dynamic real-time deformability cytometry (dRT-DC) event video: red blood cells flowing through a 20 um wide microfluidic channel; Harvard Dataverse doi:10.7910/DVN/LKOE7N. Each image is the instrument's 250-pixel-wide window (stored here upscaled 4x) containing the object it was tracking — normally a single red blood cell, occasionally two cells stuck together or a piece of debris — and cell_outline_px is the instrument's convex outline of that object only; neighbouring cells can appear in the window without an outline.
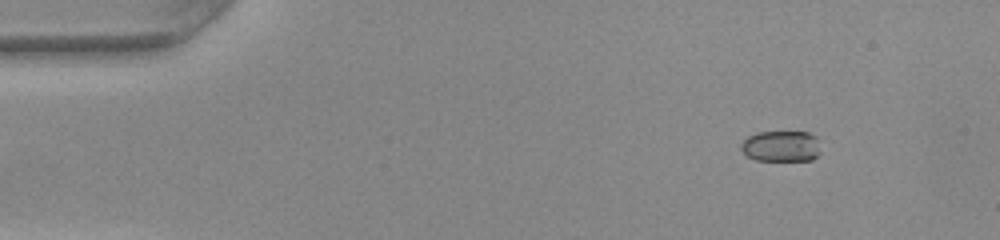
{"species": "common noctule bat (a hibernating species)", "species_latin": "Nyctalus noctula", "temperature_condition": "warm", "stored_images_in_passage": 30, "camera_frame_rate_fps": 3000, "um_per_image_px": 0.085, "animal": {"sex": "female", "body_mass_g": 22.0, "forearm_length_mm": 56.7}, "frame": {"image": 1, "passage_image": 1, "time_ms": 0.0, "image_size_px": [1000, 240], "cell_outline_px": [[820, 152], [812, 160], [756, 160], [748, 156], [740, 148], [740, 144], [748, 136], [756, 132], [808, 132], [816, 136]], "centroid_in_image_um": [66.39, 12.42], "position_along_channel_um": 18.6, "area_um2": 14.33}}
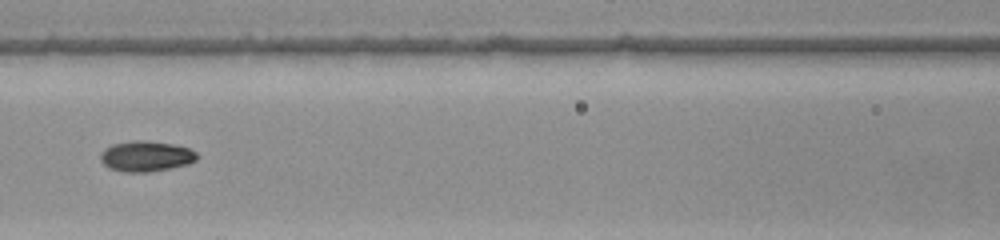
{"frame": {"image": 2, "passage_image": 18, "time_ms": 5.667, "image_size_px": [1000, 240], "cell_outline_px": [[200, 156], [196, 160], [188, 164], [148, 172], [124, 172], [108, 168], [100, 160], [100, 156], [104, 148], [112, 144], [136, 140], [144, 140], [172, 144], [188, 148], [196, 152]], "centroid_in_image_um": [12.4, 13.28], "position_along_channel_um": 154.2, "area_um2": 17.17}}
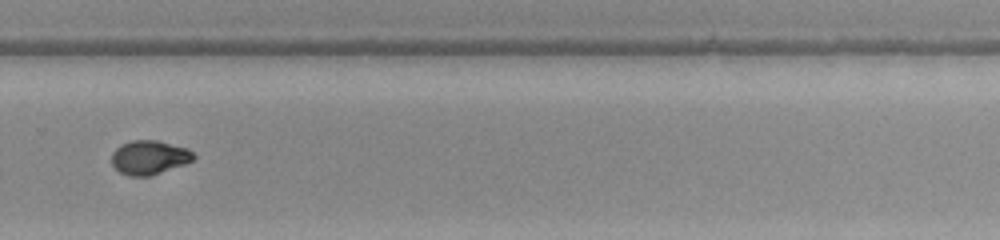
{"frame": {"image": 3, "passage_image": 30, "time_ms": 9.667, "image_size_px": [1000, 240], "cell_outline_px": [[196, 156], [192, 160], [184, 164], [148, 176], [128, 176], [120, 172], [112, 164], [112, 152], [120, 144], [132, 140], [156, 140], [188, 148]], "centroid_in_image_um": [12.67, 13.37], "position_along_channel_um": 317.1, "area_um2": 16.13}}